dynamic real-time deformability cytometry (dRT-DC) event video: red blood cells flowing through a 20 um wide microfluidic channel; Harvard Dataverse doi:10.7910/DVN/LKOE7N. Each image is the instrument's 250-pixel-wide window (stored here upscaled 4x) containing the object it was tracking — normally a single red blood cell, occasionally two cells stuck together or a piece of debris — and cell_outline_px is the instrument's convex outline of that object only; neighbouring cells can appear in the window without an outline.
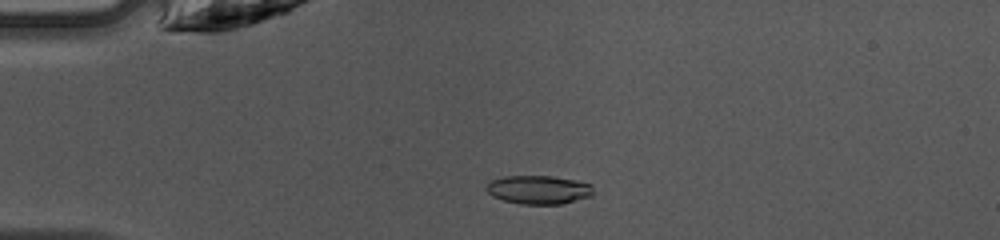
{"species": "common noctule bat (a hibernating species)", "species_latin": "Nyctalus noctula", "temperature_condition": "warm", "stored_images_in_passage": 48, "camera_frame_rate_fps": 3000, "um_per_image_px": 0.085, "animal": {"sex": "female", "body_mass_g": 10.0, "forearm_length_mm": 53.1}, "frame": {"image": 1, "passage_image": 12, "time_ms": 3.667, "image_size_px": [1000, 240], "cell_outline_px": [[596, 192], [592, 196], [560, 204], [520, 204], [504, 200], [492, 196], [484, 188], [492, 180], [504, 176], [552, 176], [576, 180], [592, 184]], "centroid_in_image_um": [45.82, 16.12], "position_along_channel_um": 39.2, "area_um2": 17.98}}
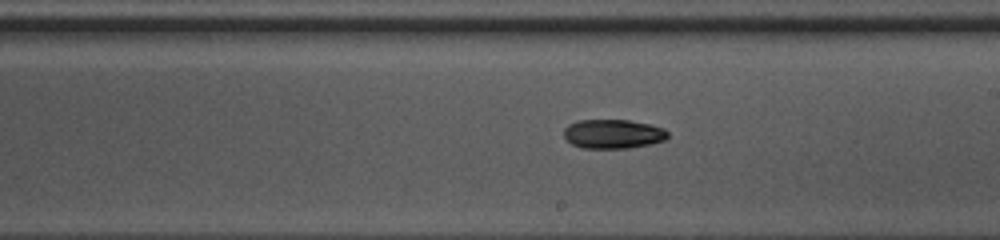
{"frame": {"image": 2, "passage_image": 28, "time_ms": 9.0, "image_size_px": [1000, 240], "cell_outline_px": [[668, 136], [664, 140], [652, 144], [628, 148], [584, 148], [572, 144], [564, 140], [564, 128], [568, 124], [576, 120], [628, 120], [648, 124], [664, 128], [668, 132]], "centroid_in_image_um": [52.08, 11.38], "position_along_channel_um": 236.9, "area_um2": 17.8}}
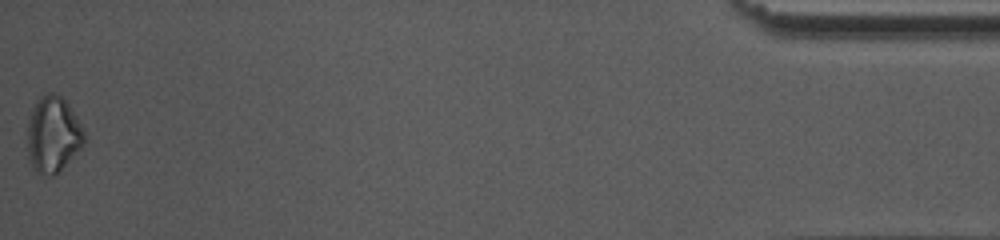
{"frame": {"image": 3, "passage_image": 48, "time_ms": 15.667, "image_size_px": [1000, 240], "cell_outline_px": [[84, 144], [52, 176], [36, 172], [28, 156], [28, 120], [32, 108], [36, 100], [40, 96], [48, 92], [56, 92], [68, 104], [80, 124], [84, 132]], "centroid_in_image_um": [4.48, 11.38], "position_along_channel_um": 430.7, "area_um2": 24.62}, "authors_computed_cell_mechanics": {"area_um2": 17.8313, "velocity_mm_per_s": 4.2381, "shape_relaxation_time_tau1_ms": 5.8443, "shape_relaxation_time_tau2_ms": null, "deformation_change_tau1": 0.1334, "deformation_change_tau2": null}}